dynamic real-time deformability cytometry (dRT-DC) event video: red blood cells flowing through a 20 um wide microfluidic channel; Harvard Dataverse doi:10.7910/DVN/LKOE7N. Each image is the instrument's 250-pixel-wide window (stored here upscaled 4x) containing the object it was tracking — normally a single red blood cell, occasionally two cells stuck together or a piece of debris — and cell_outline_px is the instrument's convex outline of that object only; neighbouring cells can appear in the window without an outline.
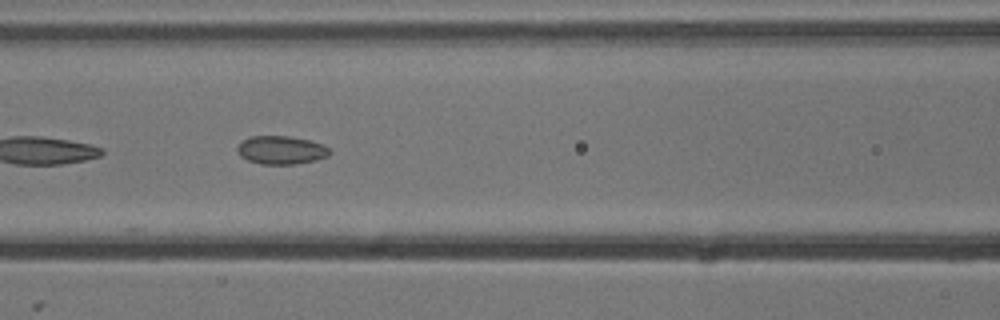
{"species": "common noctule bat (a hibernating species)", "species_latin": "Nyctalus noctula", "temperature_condition": "cold", "stored_images_in_passage": 10, "camera_frame_rate_fps": 3000, "um_per_image_px": 0.085, "animal": {"sex": "male", "body_mass_g": 13.3}, "frame": {"image": 1, "passage_image": 6, "time_ms": 1.667, "image_size_px": [1000, 320], "cell_outline_px": [[332, 152], [328, 156], [316, 160], [296, 164], [260, 164], [248, 160], [240, 156], [236, 152], [236, 148], [244, 140], [252, 136], [288, 136], [308, 140], [320, 144], [328, 148]], "centroid_in_image_um": [23.88, 12.77], "position_along_channel_um": 142.7, "area_um2": 15.14}}